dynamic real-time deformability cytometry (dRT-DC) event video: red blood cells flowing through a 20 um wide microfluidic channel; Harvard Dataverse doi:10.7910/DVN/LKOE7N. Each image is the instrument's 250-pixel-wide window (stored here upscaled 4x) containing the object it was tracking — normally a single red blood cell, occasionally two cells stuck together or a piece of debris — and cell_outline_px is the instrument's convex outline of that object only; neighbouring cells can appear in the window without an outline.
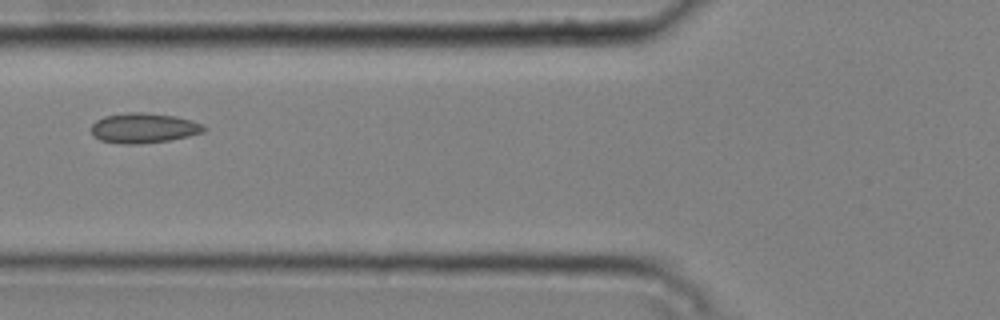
{"species": "common noctule bat (a hibernating species)", "species_latin": "Nyctalus noctula", "temperature_condition": "cold", "stored_images_in_passage": 5, "camera_frame_rate_fps": 3000, "um_per_image_px": 0.085, "animal": {"sex": "male", "body_mass_g": 20.4}, "frame": {"image": 1, "passage_image": 5, "time_ms": 1.333, "image_size_px": [1000, 320], "cell_outline_px": [[208, 128], [204, 132], [188, 136], [168, 140], [140, 144], [124, 144], [100, 140], [92, 136], [92, 124], [96, 120], [104, 116], [128, 112], [144, 112], [176, 116], [192, 120], [204, 124]], "centroid_in_image_um": [12.23, 10.87], "position_along_channel_um": 113.6, "area_um2": 19.88}}